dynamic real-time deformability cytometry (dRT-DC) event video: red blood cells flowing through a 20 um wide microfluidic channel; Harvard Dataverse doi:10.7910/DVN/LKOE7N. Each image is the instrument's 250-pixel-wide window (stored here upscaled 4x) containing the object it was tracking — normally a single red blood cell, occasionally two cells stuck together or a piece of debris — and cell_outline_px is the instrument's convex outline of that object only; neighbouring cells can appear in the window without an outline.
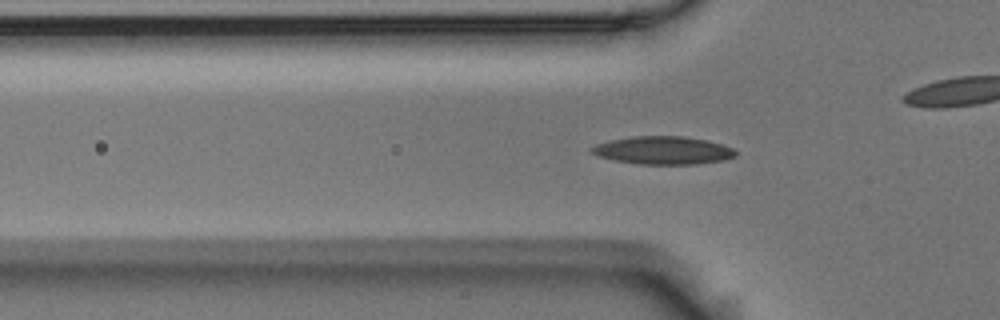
{"species": "Egyptian fruit bat (a non-hibernating species)", "species_latin": "Rousettus aegyptiacus", "temperature_condition": "room temperature", "stored_images_in_passage": 51, "camera_frame_rate_fps": 3000, "um_per_image_px": 0.085, "animal": {"sex": "male"}, "frame": {"image": 1, "passage_image": 12, "time_ms": 3.667, "image_size_px": [1000, 320], "cell_outline_px": [[736, 156], [724, 160], [696, 164], [640, 164], [616, 160], [600, 156], [592, 152], [588, 148], [596, 144], [612, 140], [632, 136], [684, 136], [704, 140], [720, 144], [732, 148], [736, 152]], "centroid_in_image_um": [56.36, 12.78], "position_along_channel_um": 69.4, "area_um2": 23.18}}
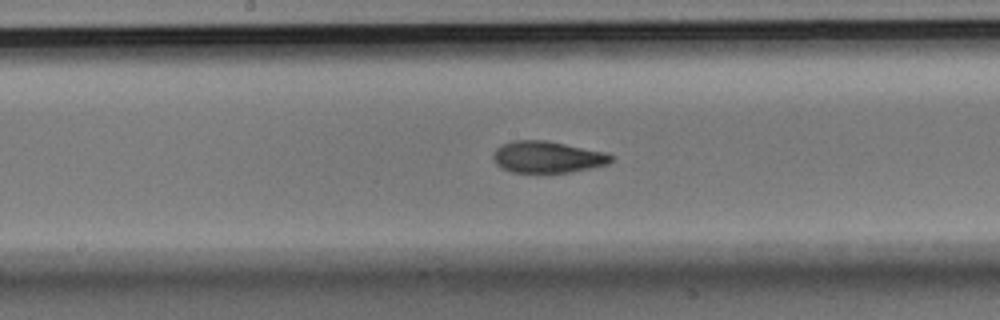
{"frame": {"image": 2, "passage_image": 23, "time_ms": 7.333, "image_size_px": [1000, 320], "cell_outline_px": [[612, 160], [608, 164], [568, 172], [512, 172], [496, 164], [492, 160], [492, 152], [496, 148], [512, 140], [544, 140], [604, 152], [612, 156]], "centroid_in_image_um": [46.47, 13.34], "position_along_channel_um": 201.7, "area_um2": 21.39}}
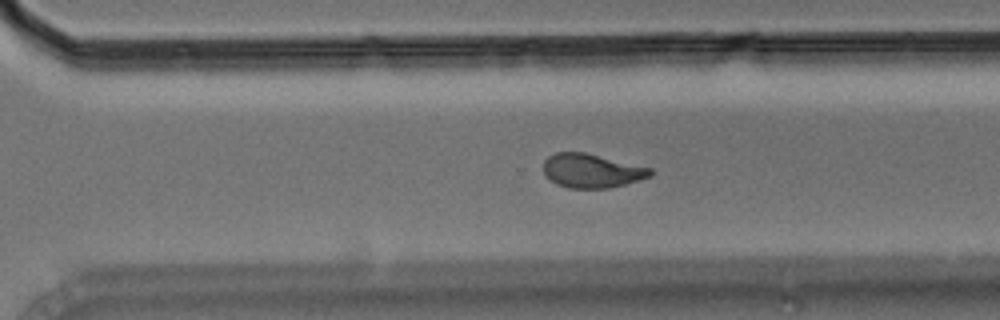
{"frame": {"image": 3, "passage_image": 33, "time_ms": 10.667, "image_size_px": [1000, 320], "cell_outline_px": [[652, 176], [624, 184], [608, 188], [568, 188], [556, 184], [544, 176], [544, 160], [548, 156], [556, 152], [584, 152], [652, 168]], "centroid_in_image_um": [50.26, 14.51], "position_along_channel_um": 320.3, "area_um2": 21.15}, "authors_computed_cell_mechanics": {"area_um2": 21.7328, "velocity_mm_per_s": 3.574, "shape_relaxation_time_tau1_ms": 6.7243, "shape_relaxation_time_tau2_ms": 2.1214, "deformation_change_tau1": 0.1962, "deformation_change_tau2": 0.0768}}